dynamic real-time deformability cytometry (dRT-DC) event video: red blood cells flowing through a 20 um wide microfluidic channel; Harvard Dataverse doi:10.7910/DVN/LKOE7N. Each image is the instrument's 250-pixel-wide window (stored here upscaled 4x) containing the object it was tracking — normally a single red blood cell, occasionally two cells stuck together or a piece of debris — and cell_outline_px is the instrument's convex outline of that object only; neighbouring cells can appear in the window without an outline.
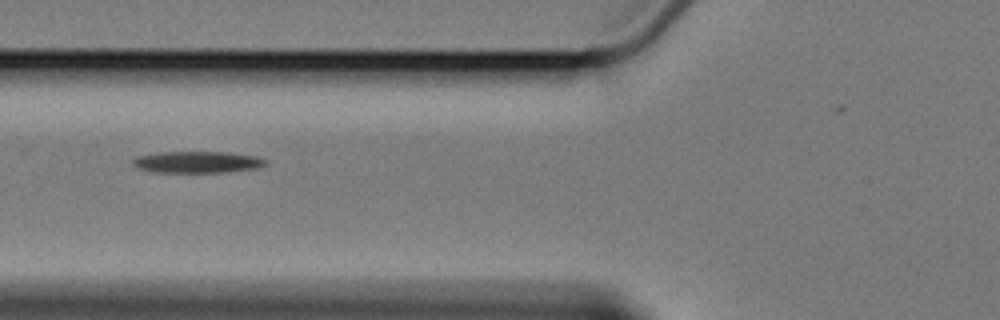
{"species": "Egyptian fruit bat (a non-hibernating species)", "species_latin": "Rousettus aegyptiacus", "temperature_condition": "cold", "stored_images_in_passage": 6, "camera_frame_rate_fps": 3000, "um_per_image_px": 0.085, "animal": {"sex": "female"}, "frame": {"image": 1, "passage_image": 3, "time_ms": 2.333, "image_size_px": [1000, 320], "cell_outline_px": [[268, 164], [256, 168], [228, 172], [156, 172], [136, 168], [132, 164], [132, 160], [136, 156], [156, 152], [232, 152], [256, 156], [268, 160]], "centroid_in_image_um": [16.78, 13.77], "position_along_channel_um": 109.0, "area_um2": 16.94}}
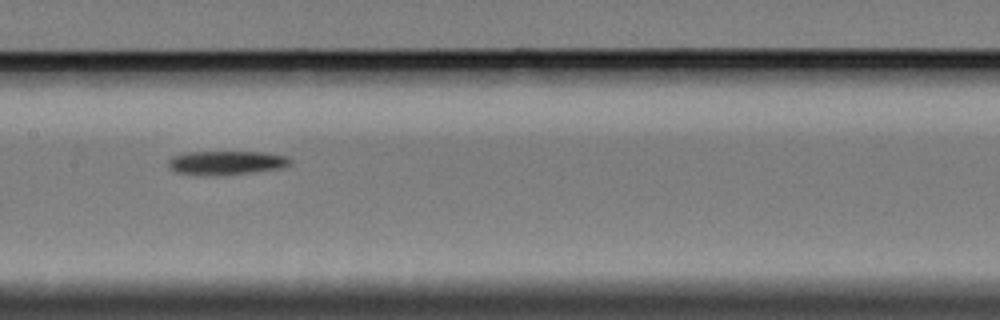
{"frame": {"image": 2, "passage_image": 5, "time_ms": 4.667, "image_size_px": [1000, 320], "cell_outline_px": [[292, 164], [284, 168], [220, 176], [216, 176], [176, 172], [168, 168], [168, 160], [172, 156], [184, 152], [264, 152], [284, 156], [292, 160]], "centroid_in_image_um": [19.23, 13.84], "position_along_channel_um": 188.2, "area_um2": 17.17}}
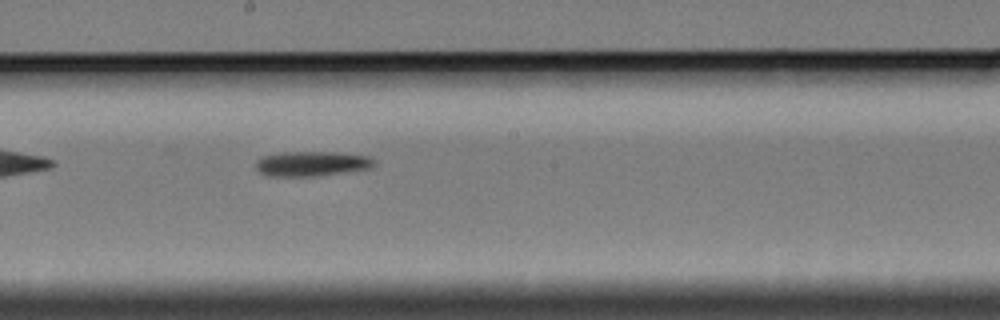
{"frame": {"image": 3, "passage_image": 6, "time_ms": 5.667, "image_size_px": [1000, 320], "cell_outline_px": [[376, 164], [372, 168], [308, 176], [268, 176], [260, 172], [256, 168], [256, 160], [260, 156], [284, 152], [340, 152], [372, 156], [376, 160]], "centroid_in_image_um": [26.52, 13.89], "position_along_channel_um": 221.7, "area_um2": 17.22}}